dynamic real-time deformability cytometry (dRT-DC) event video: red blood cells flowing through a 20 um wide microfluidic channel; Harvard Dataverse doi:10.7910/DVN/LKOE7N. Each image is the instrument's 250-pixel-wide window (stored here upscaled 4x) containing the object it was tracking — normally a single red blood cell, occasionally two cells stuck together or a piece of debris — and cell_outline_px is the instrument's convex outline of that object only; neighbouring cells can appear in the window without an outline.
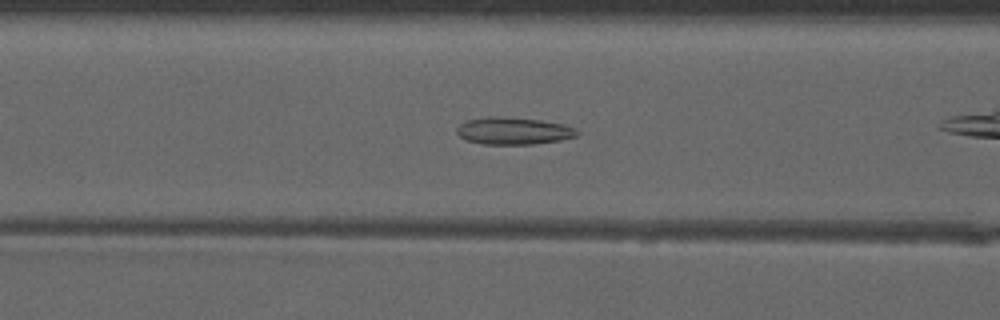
{"species": "common noctule bat (a hibernating species)", "species_latin": "Nyctalus noctula", "temperature_condition": "warm", "stored_images_in_passage": 22, "camera_frame_rate_fps": 3000, "um_per_image_px": 0.085, "animal": {"sex": "male", "forearm_length_mm": 52.5}, "frame": {"image": 1, "passage_image": 7, "time_ms": 2.0, "image_size_px": [1000, 320], "cell_outline_px": [[580, 132], [576, 136], [560, 140], [532, 144], [484, 144], [468, 140], [460, 136], [456, 132], [456, 128], [464, 120], [484, 116], [500, 116], [540, 120], [564, 124]], "centroid_in_image_um": [43.6, 11.11], "position_along_channel_um": 123.0, "area_um2": 19.07}}